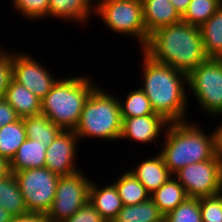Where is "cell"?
<instances>
[{
    "instance_id": "cell-5",
    "label": "cell",
    "mask_w": 222,
    "mask_h": 222,
    "mask_svg": "<svg viewBox=\"0 0 222 222\" xmlns=\"http://www.w3.org/2000/svg\"><path fill=\"white\" fill-rule=\"evenodd\" d=\"M99 85L85 102L74 132L79 140L98 138L116 142L120 138L122 125L119 98L111 92L107 93Z\"/></svg>"
},
{
    "instance_id": "cell-1",
    "label": "cell",
    "mask_w": 222,
    "mask_h": 222,
    "mask_svg": "<svg viewBox=\"0 0 222 222\" xmlns=\"http://www.w3.org/2000/svg\"><path fill=\"white\" fill-rule=\"evenodd\" d=\"M142 51L151 59L187 75L208 59L200 28L182 20L152 32Z\"/></svg>"
},
{
    "instance_id": "cell-25",
    "label": "cell",
    "mask_w": 222,
    "mask_h": 222,
    "mask_svg": "<svg viewBox=\"0 0 222 222\" xmlns=\"http://www.w3.org/2000/svg\"><path fill=\"white\" fill-rule=\"evenodd\" d=\"M27 139L23 119L0 128V157L8 162L15 156L21 144Z\"/></svg>"
},
{
    "instance_id": "cell-15",
    "label": "cell",
    "mask_w": 222,
    "mask_h": 222,
    "mask_svg": "<svg viewBox=\"0 0 222 222\" xmlns=\"http://www.w3.org/2000/svg\"><path fill=\"white\" fill-rule=\"evenodd\" d=\"M145 29L150 35L160 27L177 23L182 17L170 0H141Z\"/></svg>"
},
{
    "instance_id": "cell-12",
    "label": "cell",
    "mask_w": 222,
    "mask_h": 222,
    "mask_svg": "<svg viewBox=\"0 0 222 222\" xmlns=\"http://www.w3.org/2000/svg\"><path fill=\"white\" fill-rule=\"evenodd\" d=\"M79 138L74 130H63L46 148L45 167L58 176L72 175L77 169L76 154Z\"/></svg>"
},
{
    "instance_id": "cell-7",
    "label": "cell",
    "mask_w": 222,
    "mask_h": 222,
    "mask_svg": "<svg viewBox=\"0 0 222 222\" xmlns=\"http://www.w3.org/2000/svg\"><path fill=\"white\" fill-rule=\"evenodd\" d=\"M188 90L198 108L212 117L222 115V59L208 58L187 75Z\"/></svg>"
},
{
    "instance_id": "cell-10",
    "label": "cell",
    "mask_w": 222,
    "mask_h": 222,
    "mask_svg": "<svg viewBox=\"0 0 222 222\" xmlns=\"http://www.w3.org/2000/svg\"><path fill=\"white\" fill-rule=\"evenodd\" d=\"M184 187L187 197L201 198L222 192V163L210 160L186 165L173 175Z\"/></svg>"
},
{
    "instance_id": "cell-13",
    "label": "cell",
    "mask_w": 222,
    "mask_h": 222,
    "mask_svg": "<svg viewBox=\"0 0 222 222\" xmlns=\"http://www.w3.org/2000/svg\"><path fill=\"white\" fill-rule=\"evenodd\" d=\"M121 119L122 125L119 139L121 141L127 139L141 144H155L159 136L162 138L168 124L170 123L158 113Z\"/></svg>"
},
{
    "instance_id": "cell-32",
    "label": "cell",
    "mask_w": 222,
    "mask_h": 222,
    "mask_svg": "<svg viewBox=\"0 0 222 222\" xmlns=\"http://www.w3.org/2000/svg\"><path fill=\"white\" fill-rule=\"evenodd\" d=\"M0 49V98H4L6 89L12 79L11 50Z\"/></svg>"
},
{
    "instance_id": "cell-19",
    "label": "cell",
    "mask_w": 222,
    "mask_h": 222,
    "mask_svg": "<svg viewBox=\"0 0 222 222\" xmlns=\"http://www.w3.org/2000/svg\"><path fill=\"white\" fill-rule=\"evenodd\" d=\"M47 146L48 143H40L27 138L9 162L10 172L45 167Z\"/></svg>"
},
{
    "instance_id": "cell-36",
    "label": "cell",
    "mask_w": 222,
    "mask_h": 222,
    "mask_svg": "<svg viewBox=\"0 0 222 222\" xmlns=\"http://www.w3.org/2000/svg\"><path fill=\"white\" fill-rule=\"evenodd\" d=\"M213 136L215 156L222 163V121L219 123V125L217 124V127L214 128Z\"/></svg>"
},
{
    "instance_id": "cell-3",
    "label": "cell",
    "mask_w": 222,
    "mask_h": 222,
    "mask_svg": "<svg viewBox=\"0 0 222 222\" xmlns=\"http://www.w3.org/2000/svg\"><path fill=\"white\" fill-rule=\"evenodd\" d=\"M195 123L170 122L165 130L159 154L172 175L186 165L210 160L215 155L213 132L207 134Z\"/></svg>"
},
{
    "instance_id": "cell-6",
    "label": "cell",
    "mask_w": 222,
    "mask_h": 222,
    "mask_svg": "<svg viewBox=\"0 0 222 222\" xmlns=\"http://www.w3.org/2000/svg\"><path fill=\"white\" fill-rule=\"evenodd\" d=\"M94 14L116 34L129 36L139 42L142 50L149 34L143 20L141 0H95Z\"/></svg>"
},
{
    "instance_id": "cell-37",
    "label": "cell",
    "mask_w": 222,
    "mask_h": 222,
    "mask_svg": "<svg viewBox=\"0 0 222 222\" xmlns=\"http://www.w3.org/2000/svg\"><path fill=\"white\" fill-rule=\"evenodd\" d=\"M170 1L174 5L175 10L178 12V14L181 17L184 15L189 6V3L191 2V0H170Z\"/></svg>"
},
{
    "instance_id": "cell-24",
    "label": "cell",
    "mask_w": 222,
    "mask_h": 222,
    "mask_svg": "<svg viewBox=\"0 0 222 222\" xmlns=\"http://www.w3.org/2000/svg\"><path fill=\"white\" fill-rule=\"evenodd\" d=\"M113 183L123 205H137L150 199L151 194L129 170L121 173Z\"/></svg>"
},
{
    "instance_id": "cell-28",
    "label": "cell",
    "mask_w": 222,
    "mask_h": 222,
    "mask_svg": "<svg viewBox=\"0 0 222 222\" xmlns=\"http://www.w3.org/2000/svg\"><path fill=\"white\" fill-rule=\"evenodd\" d=\"M222 0H191L182 21L192 26H202L220 7Z\"/></svg>"
},
{
    "instance_id": "cell-30",
    "label": "cell",
    "mask_w": 222,
    "mask_h": 222,
    "mask_svg": "<svg viewBox=\"0 0 222 222\" xmlns=\"http://www.w3.org/2000/svg\"><path fill=\"white\" fill-rule=\"evenodd\" d=\"M21 16L30 20H42L49 17V0H10Z\"/></svg>"
},
{
    "instance_id": "cell-20",
    "label": "cell",
    "mask_w": 222,
    "mask_h": 222,
    "mask_svg": "<svg viewBox=\"0 0 222 222\" xmlns=\"http://www.w3.org/2000/svg\"><path fill=\"white\" fill-rule=\"evenodd\" d=\"M187 198L184 187L174 177H170L163 185L150 195L160 213L166 216Z\"/></svg>"
},
{
    "instance_id": "cell-16",
    "label": "cell",
    "mask_w": 222,
    "mask_h": 222,
    "mask_svg": "<svg viewBox=\"0 0 222 222\" xmlns=\"http://www.w3.org/2000/svg\"><path fill=\"white\" fill-rule=\"evenodd\" d=\"M94 7V0H49V18L86 25L94 13Z\"/></svg>"
},
{
    "instance_id": "cell-11",
    "label": "cell",
    "mask_w": 222,
    "mask_h": 222,
    "mask_svg": "<svg viewBox=\"0 0 222 222\" xmlns=\"http://www.w3.org/2000/svg\"><path fill=\"white\" fill-rule=\"evenodd\" d=\"M12 79L42 100L59 78L28 53L11 51ZM50 72V73H49Z\"/></svg>"
},
{
    "instance_id": "cell-31",
    "label": "cell",
    "mask_w": 222,
    "mask_h": 222,
    "mask_svg": "<svg viewBox=\"0 0 222 222\" xmlns=\"http://www.w3.org/2000/svg\"><path fill=\"white\" fill-rule=\"evenodd\" d=\"M202 222H222V192L200 198Z\"/></svg>"
},
{
    "instance_id": "cell-35",
    "label": "cell",
    "mask_w": 222,
    "mask_h": 222,
    "mask_svg": "<svg viewBox=\"0 0 222 222\" xmlns=\"http://www.w3.org/2000/svg\"><path fill=\"white\" fill-rule=\"evenodd\" d=\"M11 222H48L46 213L28 212L23 215L13 216Z\"/></svg>"
},
{
    "instance_id": "cell-39",
    "label": "cell",
    "mask_w": 222,
    "mask_h": 222,
    "mask_svg": "<svg viewBox=\"0 0 222 222\" xmlns=\"http://www.w3.org/2000/svg\"><path fill=\"white\" fill-rule=\"evenodd\" d=\"M13 215L0 206V222H11Z\"/></svg>"
},
{
    "instance_id": "cell-2",
    "label": "cell",
    "mask_w": 222,
    "mask_h": 222,
    "mask_svg": "<svg viewBox=\"0 0 222 222\" xmlns=\"http://www.w3.org/2000/svg\"><path fill=\"white\" fill-rule=\"evenodd\" d=\"M142 86L155 113L168 122L188 121L187 74L151 59L142 50ZM188 95V96H187Z\"/></svg>"
},
{
    "instance_id": "cell-29",
    "label": "cell",
    "mask_w": 222,
    "mask_h": 222,
    "mask_svg": "<svg viewBox=\"0 0 222 222\" xmlns=\"http://www.w3.org/2000/svg\"><path fill=\"white\" fill-rule=\"evenodd\" d=\"M166 222H202L200 198L187 197L173 211L164 216Z\"/></svg>"
},
{
    "instance_id": "cell-4",
    "label": "cell",
    "mask_w": 222,
    "mask_h": 222,
    "mask_svg": "<svg viewBox=\"0 0 222 222\" xmlns=\"http://www.w3.org/2000/svg\"><path fill=\"white\" fill-rule=\"evenodd\" d=\"M67 77H59L41 100V113L63 130H74L85 102L98 85L89 75Z\"/></svg>"
},
{
    "instance_id": "cell-33",
    "label": "cell",
    "mask_w": 222,
    "mask_h": 222,
    "mask_svg": "<svg viewBox=\"0 0 222 222\" xmlns=\"http://www.w3.org/2000/svg\"><path fill=\"white\" fill-rule=\"evenodd\" d=\"M63 222H106L88 201L76 213Z\"/></svg>"
},
{
    "instance_id": "cell-21",
    "label": "cell",
    "mask_w": 222,
    "mask_h": 222,
    "mask_svg": "<svg viewBox=\"0 0 222 222\" xmlns=\"http://www.w3.org/2000/svg\"><path fill=\"white\" fill-rule=\"evenodd\" d=\"M199 28L206 56L222 59V6Z\"/></svg>"
},
{
    "instance_id": "cell-8",
    "label": "cell",
    "mask_w": 222,
    "mask_h": 222,
    "mask_svg": "<svg viewBox=\"0 0 222 222\" xmlns=\"http://www.w3.org/2000/svg\"><path fill=\"white\" fill-rule=\"evenodd\" d=\"M14 176L25 200L27 211L47 214L53 204L60 176L46 167L18 171Z\"/></svg>"
},
{
    "instance_id": "cell-34",
    "label": "cell",
    "mask_w": 222,
    "mask_h": 222,
    "mask_svg": "<svg viewBox=\"0 0 222 222\" xmlns=\"http://www.w3.org/2000/svg\"><path fill=\"white\" fill-rule=\"evenodd\" d=\"M19 119L16 111L4 99L0 98V128Z\"/></svg>"
},
{
    "instance_id": "cell-22",
    "label": "cell",
    "mask_w": 222,
    "mask_h": 222,
    "mask_svg": "<svg viewBox=\"0 0 222 222\" xmlns=\"http://www.w3.org/2000/svg\"><path fill=\"white\" fill-rule=\"evenodd\" d=\"M26 137L40 143H48V146L63 131L54 124L46 115L40 113L23 118Z\"/></svg>"
},
{
    "instance_id": "cell-18",
    "label": "cell",
    "mask_w": 222,
    "mask_h": 222,
    "mask_svg": "<svg viewBox=\"0 0 222 222\" xmlns=\"http://www.w3.org/2000/svg\"><path fill=\"white\" fill-rule=\"evenodd\" d=\"M4 99L16 111L20 119L41 113V100L13 79L9 82Z\"/></svg>"
},
{
    "instance_id": "cell-17",
    "label": "cell",
    "mask_w": 222,
    "mask_h": 222,
    "mask_svg": "<svg viewBox=\"0 0 222 222\" xmlns=\"http://www.w3.org/2000/svg\"><path fill=\"white\" fill-rule=\"evenodd\" d=\"M129 171L144 185L150 194L173 176L165 166L159 153L155 157H149L137 163L136 168L129 169Z\"/></svg>"
},
{
    "instance_id": "cell-27",
    "label": "cell",
    "mask_w": 222,
    "mask_h": 222,
    "mask_svg": "<svg viewBox=\"0 0 222 222\" xmlns=\"http://www.w3.org/2000/svg\"><path fill=\"white\" fill-rule=\"evenodd\" d=\"M126 99L119 98L121 118L140 117L155 113L151 102L141 88H137L127 93ZM125 101H123V100Z\"/></svg>"
},
{
    "instance_id": "cell-23",
    "label": "cell",
    "mask_w": 222,
    "mask_h": 222,
    "mask_svg": "<svg viewBox=\"0 0 222 222\" xmlns=\"http://www.w3.org/2000/svg\"><path fill=\"white\" fill-rule=\"evenodd\" d=\"M0 206L13 216L28 213L25 200L12 172L0 179Z\"/></svg>"
},
{
    "instance_id": "cell-38",
    "label": "cell",
    "mask_w": 222,
    "mask_h": 222,
    "mask_svg": "<svg viewBox=\"0 0 222 222\" xmlns=\"http://www.w3.org/2000/svg\"><path fill=\"white\" fill-rule=\"evenodd\" d=\"M9 173V162L6 159L0 157V179L4 178Z\"/></svg>"
},
{
    "instance_id": "cell-14",
    "label": "cell",
    "mask_w": 222,
    "mask_h": 222,
    "mask_svg": "<svg viewBox=\"0 0 222 222\" xmlns=\"http://www.w3.org/2000/svg\"><path fill=\"white\" fill-rule=\"evenodd\" d=\"M96 183L93 180L91 181L88 201L106 222H112L123 207L117 188L114 183L102 188L101 185H96Z\"/></svg>"
},
{
    "instance_id": "cell-26",
    "label": "cell",
    "mask_w": 222,
    "mask_h": 222,
    "mask_svg": "<svg viewBox=\"0 0 222 222\" xmlns=\"http://www.w3.org/2000/svg\"><path fill=\"white\" fill-rule=\"evenodd\" d=\"M163 219L157 205L149 199L137 205H123L112 222H160Z\"/></svg>"
},
{
    "instance_id": "cell-9",
    "label": "cell",
    "mask_w": 222,
    "mask_h": 222,
    "mask_svg": "<svg viewBox=\"0 0 222 222\" xmlns=\"http://www.w3.org/2000/svg\"><path fill=\"white\" fill-rule=\"evenodd\" d=\"M84 173L80 170L60 176L53 204L47 212L48 222H63L88 202L91 180Z\"/></svg>"
}]
</instances>
